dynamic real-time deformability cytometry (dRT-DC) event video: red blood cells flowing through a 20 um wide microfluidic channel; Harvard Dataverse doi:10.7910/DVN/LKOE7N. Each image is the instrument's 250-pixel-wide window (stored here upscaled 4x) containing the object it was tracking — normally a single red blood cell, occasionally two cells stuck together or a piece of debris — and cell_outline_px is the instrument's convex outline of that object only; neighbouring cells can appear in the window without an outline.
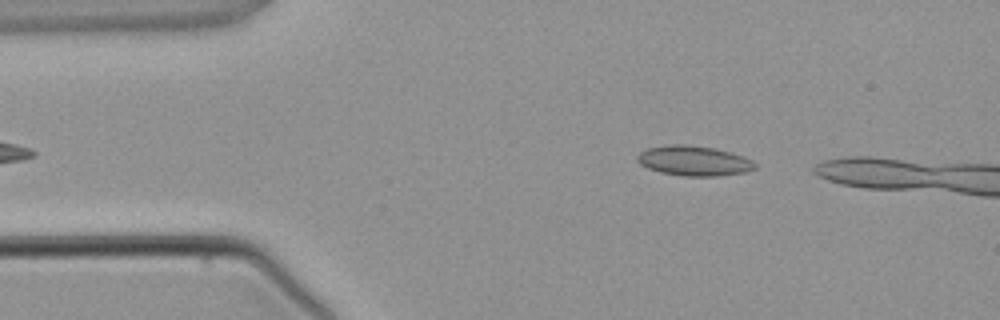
{"species": "common noctule bat (a hibernating species)", "species_latin": "Nyctalus noctula", "temperature_condition": "warm", "stored_images_in_passage": 2, "camera_frame_rate_fps": 3000, "um_per_image_px": 0.085, "animal": {"sex": "male", "body_mass_g": 21.5, "forearm_length_mm": 52.0}, "frame": {"image": 1, "passage_image": 1, "time_ms": 0.0, "image_size_px": [1000, 320], "cell_outline_px": [[756, 168], [744, 172], [716, 176], [684, 176], [660, 172], [648, 168], [640, 164], [636, 160], [636, 156], [640, 152], [648, 148], [668, 144], [688, 144], [716, 148], [744, 156], [752, 160], [756, 164]], "centroid_in_image_um": [58.97, 13.65], "position_along_channel_um": 26.0, "area_um2": 20.69}}